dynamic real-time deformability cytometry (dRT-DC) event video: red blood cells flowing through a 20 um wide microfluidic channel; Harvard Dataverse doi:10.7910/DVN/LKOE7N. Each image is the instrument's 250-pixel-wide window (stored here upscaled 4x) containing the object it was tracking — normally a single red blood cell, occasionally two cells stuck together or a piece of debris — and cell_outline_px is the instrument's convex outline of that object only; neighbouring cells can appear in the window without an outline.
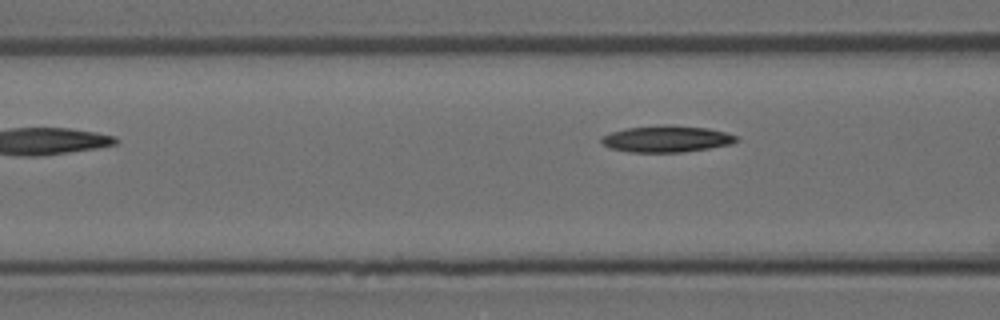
{"species": "Egyptian fruit bat (a non-hibernating species)", "species_latin": "Rousettus aegyptiacus", "temperature_condition": "room temperature", "stored_images_in_passage": 3, "camera_frame_rate_fps": 3000, "um_per_image_px": 0.085, "animal": {"sex": "female"}, "frame": {"image": 1, "passage_image": 3, "time_ms": 0.667, "image_size_px": [1000, 320], "cell_outline_px": [[740, 140], [732, 144], [684, 152], [628, 152], [608, 148], [600, 140], [600, 136], [612, 132], [628, 128], [664, 124], [708, 128], [724, 132], [736, 136]], "centroid_in_image_um": [56.64, 11.81], "position_along_channel_um": 110.0, "area_um2": 20.92}}